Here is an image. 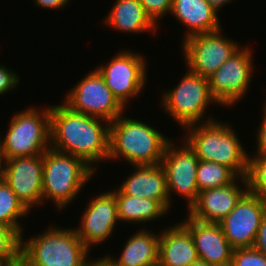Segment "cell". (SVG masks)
<instances>
[{
    "instance_id": "obj_35",
    "label": "cell",
    "mask_w": 266,
    "mask_h": 266,
    "mask_svg": "<svg viewBox=\"0 0 266 266\" xmlns=\"http://www.w3.org/2000/svg\"><path fill=\"white\" fill-rule=\"evenodd\" d=\"M188 266H214V265H211V264H209V263H207L201 259H198Z\"/></svg>"
},
{
    "instance_id": "obj_6",
    "label": "cell",
    "mask_w": 266,
    "mask_h": 266,
    "mask_svg": "<svg viewBox=\"0 0 266 266\" xmlns=\"http://www.w3.org/2000/svg\"><path fill=\"white\" fill-rule=\"evenodd\" d=\"M9 122L3 140L0 138L2 160L43 155L51 147L50 105L40 110L35 106L25 108Z\"/></svg>"
},
{
    "instance_id": "obj_14",
    "label": "cell",
    "mask_w": 266,
    "mask_h": 266,
    "mask_svg": "<svg viewBox=\"0 0 266 266\" xmlns=\"http://www.w3.org/2000/svg\"><path fill=\"white\" fill-rule=\"evenodd\" d=\"M2 178L31 211L43 204V155L3 160Z\"/></svg>"
},
{
    "instance_id": "obj_29",
    "label": "cell",
    "mask_w": 266,
    "mask_h": 266,
    "mask_svg": "<svg viewBox=\"0 0 266 266\" xmlns=\"http://www.w3.org/2000/svg\"><path fill=\"white\" fill-rule=\"evenodd\" d=\"M150 19L159 25L160 19L170 14L172 0H139Z\"/></svg>"
},
{
    "instance_id": "obj_24",
    "label": "cell",
    "mask_w": 266,
    "mask_h": 266,
    "mask_svg": "<svg viewBox=\"0 0 266 266\" xmlns=\"http://www.w3.org/2000/svg\"><path fill=\"white\" fill-rule=\"evenodd\" d=\"M29 210L16 196L8 184L0 179V224L15 229L21 236L24 231L21 218L29 214ZM20 218V219H19Z\"/></svg>"
},
{
    "instance_id": "obj_36",
    "label": "cell",
    "mask_w": 266,
    "mask_h": 266,
    "mask_svg": "<svg viewBox=\"0 0 266 266\" xmlns=\"http://www.w3.org/2000/svg\"><path fill=\"white\" fill-rule=\"evenodd\" d=\"M2 266H25V265H24L23 261L20 259V260H18L15 263H12V264H3Z\"/></svg>"
},
{
    "instance_id": "obj_26",
    "label": "cell",
    "mask_w": 266,
    "mask_h": 266,
    "mask_svg": "<svg viewBox=\"0 0 266 266\" xmlns=\"http://www.w3.org/2000/svg\"><path fill=\"white\" fill-rule=\"evenodd\" d=\"M246 180L248 191L266 201V156H248Z\"/></svg>"
},
{
    "instance_id": "obj_38",
    "label": "cell",
    "mask_w": 266,
    "mask_h": 266,
    "mask_svg": "<svg viewBox=\"0 0 266 266\" xmlns=\"http://www.w3.org/2000/svg\"><path fill=\"white\" fill-rule=\"evenodd\" d=\"M93 266H103L99 261Z\"/></svg>"
},
{
    "instance_id": "obj_33",
    "label": "cell",
    "mask_w": 266,
    "mask_h": 266,
    "mask_svg": "<svg viewBox=\"0 0 266 266\" xmlns=\"http://www.w3.org/2000/svg\"><path fill=\"white\" fill-rule=\"evenodd\" d=\"M36 6L42 7L43 9L59 10L68 6L70 0H33Z\"/></svg>"
},
{
    "instance_id": "obj_37",
    "label": "cell",
    "mask_w": 266,
    "mask_h": 266,
    "mask_svg": "<svg viewBox=\"0 0 266 266\" xmlns=\"http://www.w3.org/2000/svg\"><path fill=\"white\" fill-rule=\"evenodd\" d=\"M2 165H3V160L1 157V151H0V179L2 178Z\"/></svg>"
},
{
    "instance_id": "obj_8",
    "label": "cell",
    "mask_w": 266,
    "mask_h": 266,
    "mask_svg": "<svg viewBox=\"0 0 266 266\" xmlns=\"http://www.w3.org/2000/svg\"><path fill=\"white\" fill-rule=\"evenodd\" d=\"M142 55L122 49L110 58L108 63L95 68L124 108L131 98L133 100L143 92L147 84L148 65L145 56Z\"/></svg>"
},
{
    "instance_id": "obj_21",
    "label": "cell",
    "mask_w": 266,
    "mask_h": 266,
    "mask_svg": "<svg viewBox=\"0 0 266 266\" xmlns=\"http://www.w3.org/2000/svg\"><path fill=\"white\" fill-rule=\"evenodd\" d=\"M170 14L182 26L187 27L183 40L204 33H212L222 29L218 13L207 0H172Z\"/></svg>"
},
{
    "instance_id": "obj_34",
    "label": "cell",
    "mask_w": 266,
    "mask_h": 266,
    "mask_svg": "<svg viewBox=\"0 0 266 266\" xmlns=\"http://www.w3.org/2000/svg\"><path fill=\"white\" fill-rule=\"evenodd\" d=\"M208 3L212 6V8L218 13V11L225 7L226 4H229L233 0H207Z\"/></svg>"
},
{
    "instance_id": "obj_32",
    "label": "cell",
    "mask_w": 266,
    "mask_h": 266,
    "mask_svg": "<svg viewBox=\"0 0 266 266\" xmlns=\"http://www.w3.org/2000/svg\"><path fill=\"white\" fill-rule=\"evenodd\" d=\"M253 248L266 256V216L262 219L260 227L258 228Z\"/></svg>"
},
{
    "instance_id": "obj_17",
    "label": "cell",
    "mask_w": 266,
    "mask_h": 266,
    "mask_svg": "<svg viewBox=\"0 0 266 266\" xmlns=\"http://www.w3.org/2000/svg\"><path fill=\"white\" fill-rule=\"evenodd\" d=\"M187 216L180 223L190 232L199 259L214 266H230L233 248L219 223L201 222Z\"/></svg>"
},
{
    "instance_id": "obj_30",
    "label": "cell",
    "mask_w": 266,
    "mask_h": 266,
    "mask_svg": "<svg viewBox=\"0 0 266 266\" xmlns=\"http://www.w3.org/2000/svg\"><path fill=\"white\" fill-rule=\"evenodd\" d=\"M20 76L14 70H10L5 65H0V95H4L17 87Z\"/></svg>"
},
{
    "instance_id": "obj_31",
    "label": "cell",
    "mask_w": 266,
    "mask_h": 266,
    "mask_svg": "<svg viewBox=\"0 0 266 266\" xmlns=\"http://www.w3.org/2000/svg\"><path fill=\"white\" fill-rule=\"evenodd\" d=\"M266 101V99H265ZM262 116L261 122H259V127L257 129L256 136V150L253 152L254 155L266 156V102L262 107Z\"/></svg>"
},
{
    "instance_id": "obj_20",
    "label": "cell",
    "mask_w": 266,
    "mask_h": 266,
    "mask_svg": "<svg viewBox=\"0 0 266 266\" xmlns=\"http://www.w3.org/2000/svg\"><path fill=\"white\" fill-rule=\"evenodd\" d=\"M164 229L159 237V266H188L199 259L193 238L181 223Z\"/></svg>"
},
{
    "instance_id": "obj_15",
    "label": "cell",
    "mask_w": 266,
    "mask_h": 266,
    "mask_svg": "<svg viewBox=\"0 0 266 266\" xmlns=\"http://www.w3.org/2000/svg\"><path fill=\"white\" fill-rule=\"evenodd\" d=\"M80 227L76 228L78 237L90 250L108 240L119 223L116 197L113 191H106L91 199L82 213Z\"/></svg>"
},
{
    "instance_id": "obj_2",
    "label": "cell",
    "mask_w": 266,
    "mask_h": 266,
    "mask_svg": "<svg viewBox=\"0 0 266 266\" xmlns=\"http://www.w3.org/2000/svg\"><path fill=\"white\" fill-rule=\"evenodd\" d=\"M171 139L152 125L122 113L110 122L108 161L123 158L131 166L160 164Z\"/></svg>"
},
{
    "instance_id": "obj_27",
    "label": "cell",
    "mask_w": 266,
    "mask_h": 266,
    "mask_svg": "<svg viewBox=\"0 0 266 266\" xmlns=\"http://www.w3.org/2000/svg\"><path fill=\"white\" fill-rule=\"evenodd\" d=\"M21 259V235L13 228L0 224V262L12 264Z\"/></svg>"
},
{
    "instance_id": "obj_19",
    "label": "cell",
    "mask_w": 266,
    "mask_h": 266,
    "mask_svg": "<svg viewBox=\"0 0 266 266\" xmlns=\"http://www.w3.org/2000/svg\"><path fill=\"white\" fill-rule=\"evenodd\" d=\"M160 233L140 229L123 246L120 257L109 254L99 257L103 266H157Z\"/></svg>"
},
{
    "instance_id": "obj_25",
    "label": "cell",
    "mask_w": 266,
    "mask_h": 266,
    "mask_svg": "<svg viewBox=\"0 0 266 266\" xmlns=\"http://www.w3.org/2000/svg\"><path fill=\"white\" fill-rule=\"evenodd\" d=\"M237 178L238 176L227 166L211 161H199L196 173L199 192L229 185Z\"/></svg>"
},
{
    "instance_id": "obj_18",
    "label": "cell",
    "mask_w": 266,
    "mask_h": 266,
    "mask_svg": "<svg viewBox=\"0 0 266 266\" xmlns=\"http://www.w3.org/2000/svg\"><path fill=\"white\" fill-rule=\"evenodd\" d=\"M135 170L118 187L125 195L159 201L168 211L172 207L165 172L160 164L132 166Z\"/></svg>"
},
{
    "instance_id": "obj_7",
    "label": "cell",
    "mask_w": 266,
    "mask_h": 266,
    "mask_svg": "<svg viewBox=\"0 0 266 266\" xmlns=\"http://www.w3.org/2000/svg\"><path fill=\"white\" fill-rule=\"evenodd\" d=\"M164 93L160 106L182 129L215 119L210 116L209 118L205 117L209 104L219 105L211 95L209 78L192 73L187 69L178 85Z\"/></svg>"
},
{
    "instance_id": "obj_28",
    "label": "cell",
    "mask_w": 266,
    "mask_h": 266,
    "mask_svg": "<svg viewBox=\"0 0 266 266\" xmlns=\"http://www.w3.org/2000/svg\"><path fill=\"white\" fill-rule=\"evenodd\" d=\"M230 266H266V256L253 247L233 249Z\"/></svg>"
},
{
    "instance_id": "obj_16",
    "label": "cell",
    "mask_w": 266,
    "mask_h": 266,
    "mask_svg": "<svg viewBox=\"0 0 266 266\" xmlns=\"http://www.w3.org/2000/svg\"><path fill=\"white\" fill-rule=\"evenodd\" d=\"M247 191L246 177H238L233 183L223 187L203 190L198 193L196 202L187 210V214L201 222L219 223Z\"/></svg>"
},
{
    "instance_id": "obj_12",
    "label": "cell",
    "mask_w": 266,
    "mask_h": 266,
    "mask_svg": "<svg viewBox=\"0 0 266 266\" xmlns=\"http://www.w3.org/2000/svg\"><path fill=\"white\" fill-rule=\"evenodd\" d=\"M222 29L212 33L196 34L182 40V51L187 69L209 78L241 46L222 35Z\"/></svg>"
},
{
    "instance_id": "obj_13",
    "label": "cell",
    "mask_w": 266,
    "mask_h": 266,
    "mask_svg": "<svg viewBox=\"0 0 266 266\" xmlns=\"http://www.w3.org/2000/svg\"><path fill=\"white\" fill-rule=\"evenodd\" d=\"M265 216L266 201L247 191L219 225L233 249L252 248Z\"/></svg>"
},
{
    "instance_id": "obj_3",
    "label": "cell",
    "mask_w": 266,
    "mask_h": 266,
    "mask_svg": "<svg viewBox=\"0 0 266 266\" xmlns=\"http://www.w3.org/2000/svg\"><path fill=\"white\" fill-rule=\"evenodd\" d=\"M24 239L21 236V260L25 266H93L98 262L89 259V250L74 228L53 226ZM91 260V261H90Z\"/></svg>"
},
{
    "instance_id": "obj_1",
    "label": "cell",
    "mask_w": 266,
    "mask_h": 266,
    "mask_svg": "<svg viewBox=\"0 0 266 266\" xmlns=\"http://www.w3.org/2000/svg\"><path fill=\"white\" fill-rule=\"evenodd\" d=\"M51 148L95 164L108 161L110 122L77 113L62 102L50 105Z\"/></svg>"
},
{
    "instance_id": "obj_11",
    "label": "cell",
    "mask_w": 266,
    "mask_h": 266,
    "mask_svg": "<svg viewBox=\"0 0 266 266\" xmlns=\"http://www.w3.org/2000/svg\"><path fill=\"white\" fill-rule=\"evenodd\" d=\"M183 141L179 146L172 139L167 143L160 165L165 172L170 205L172 195L176 194L188 201L189 210L199 193L196 173L200 160L189 144Z\"/></svg>"
},
{
    "instance_id": "obj_22",
    "label": "cell",
    "mask_w": 266,
    "mask_h": 266,
    "mask_svg": "<svg viewBox=\"0 0 266 266\" xmlns=\"http://www.w3.org/2000/svg\"><path fill=\"white\" fill-rule=\"evenodd\" d=\"M103 21L107 28L127 34L156 33L159 28L146 14L139 0H116Z\"/></svg>"
},
{
    "instance_id": "obj_10",
    "label": "cell",
    "mask_w": 266,
    "mask_h": 266,
    "mask_svg": "<svg viewBox=\"0 0 266 266\" xmlns=\"http://www.w3.org/2000/svg\"><path fill=\"white\" fill-rule=\"evenodd\" d=\"M62 102L74 112L108 122L114 121L125 111L95 68L66 93Z\"/></svg>"
},
{
    "instance_id": "obj_23",
    "label": "cell",
    "mask_w": 266,
    "mask_h": 266,
    "mask_svg": "<svg viewBox=\"0 0 266 266\" xmlns=\"http://www.w3.org/2000/svg\"><path fill=\"white\" fill-rule=\"evenodd\" d=\"M116 197L118 220L127 223H149L169 211L156 200L125 195L118 187L113 189Z\"/></svg>"
},
{
    "instance_id": "obj_9",
    "label": "cell",
    "mask_w": 266,
    "mask_h": 266,
    "mask_svg": "<svg viewBox=\"0 0 266 266\" xmlns=\"http://www.w3.org/2000/svg\"><path fill=\"white\" fill-rule=\"evenodd\" d=\"M251 49L241 46L209 77L211 95L220 107L236 105L248 93L254 73Z\"/></svg>"
},
{
    "instance_id": "obj_4",
    "label": "cell",
    "mask_w": 266,
    "mask_h": 266,
    "mask_svg": "<svg viewBox=\"0 0 266 266\" xmlns=\"http://www.w3.org/2000/svg\"><path fill=\"white\" fill-rule=\"evenodd\" d=\"M229 123L214 119L187 126L184 139L202 161L230 168L238 177H246L249 154Z\"/></svg>"
},
{
    "instance_id": "obj_5",
    "label": "cell",
    "mask_w": 266,
    "mask_h": 266,
    "mask_svg": "<svg viewBox=\"0 0 266 266\" xmlns=\"http://www.w3.org/2000/svg\"><path fill=\"white\" fill-rule=\"evenodd\" d=\"M95 172L81 158L50 147L43 154V205L51 199L58 212L65 209L74 202Z\"/></svg>"
}]
</instances>
